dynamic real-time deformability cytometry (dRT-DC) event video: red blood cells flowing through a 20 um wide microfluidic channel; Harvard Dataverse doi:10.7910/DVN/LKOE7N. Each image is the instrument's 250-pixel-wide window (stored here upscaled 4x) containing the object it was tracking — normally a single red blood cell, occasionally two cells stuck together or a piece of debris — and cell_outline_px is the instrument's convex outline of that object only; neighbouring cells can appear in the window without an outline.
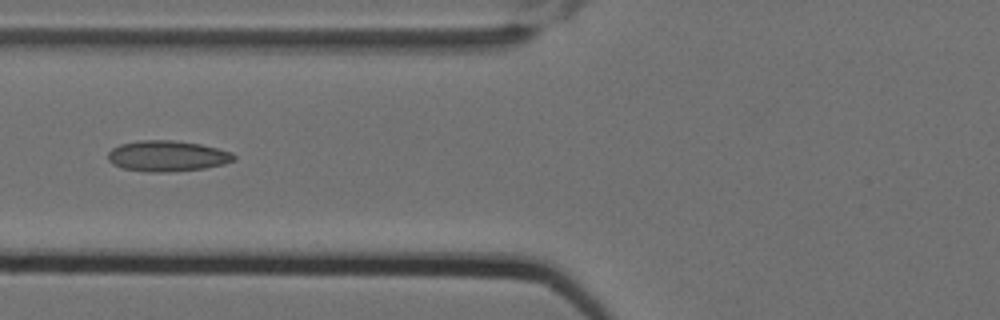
{"species": "Egyptian fruit bat (a non-hibernating species)", "species_latin": "Rousettus aegyptiacus", "temperature_condition": "cold", "stored_images_in_passage": 11, "camera_frame_rate_fps": 3000, "um_per_image_px": 0.085, "animal": {"sex": "female"}, "frame": {"image": 1, "passage_image": 8, "time_ms": 2.333, "image_size_px": [1000, 320], "cell_outline_px": [[236, 160], [224, 164], [204, 168], [164, 172], [148, 172], [124, 168], [112, 164], [108, 160], [108, 152], [112, 148], [120, 144], [140, 140], [172, 140], [200, 144], [232, 152], [236, 156]], "centroid_in_image_um": [14.22, 13.26], "position_along_channel_um": 111.6, "area_um2": 22.54}}
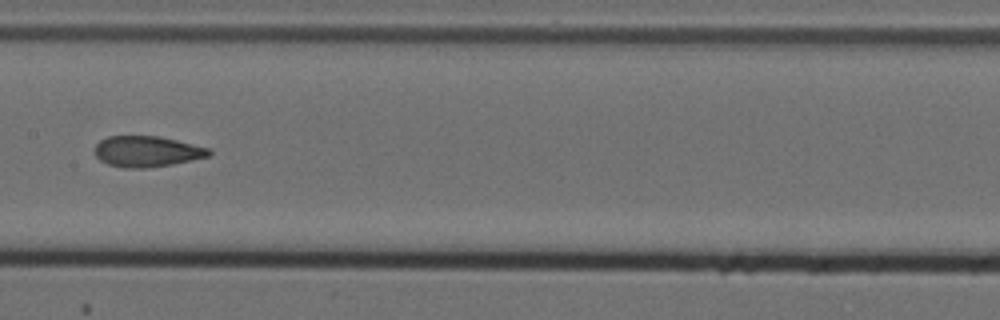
{"frame": {"image": 2, "passage_image": 10, "time_ms": 3.0, "image_size_px": [1000, 320], "cell_outline_px": [[212, 156], [172, 164], [144, 168], [124, 168], [108, 164], [100, 160], [96, 156], [96, 144], [100, 140], [108, 136], [160, 136], [212, 148]], "centroid_in_image_um": [12.55, 12.87], "position_along_channel_um": 194.9, "area_um2": 20.69}}
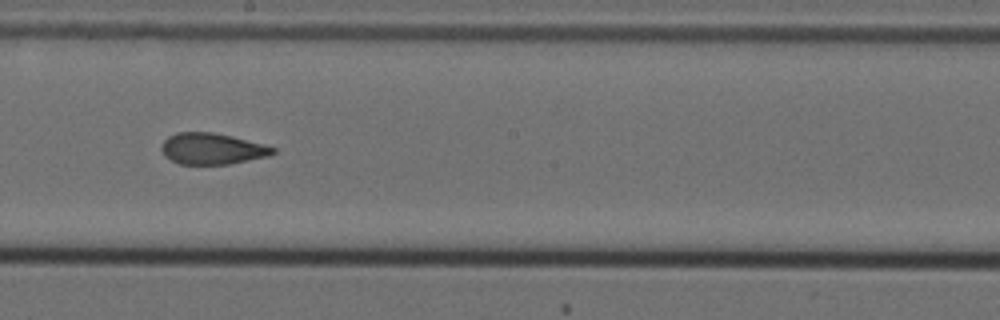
{"frame": {"image": 3, "passage_image": 11, "time_ms": 3.333, "image_size_px": [1000, 320], "cell_outline_px": [[276, 152], [268, 156], [228, 164], [180, 164], [164, 156], [160, 148], [164, 140], [168, 136], [176, 132], [212, 132], [232, 136], [264, 144], [276, 148]], "centroid_in_image_um": [18.01, 12.63], "position_along_channel_um": 230.2, "area_um2": 20.29}}